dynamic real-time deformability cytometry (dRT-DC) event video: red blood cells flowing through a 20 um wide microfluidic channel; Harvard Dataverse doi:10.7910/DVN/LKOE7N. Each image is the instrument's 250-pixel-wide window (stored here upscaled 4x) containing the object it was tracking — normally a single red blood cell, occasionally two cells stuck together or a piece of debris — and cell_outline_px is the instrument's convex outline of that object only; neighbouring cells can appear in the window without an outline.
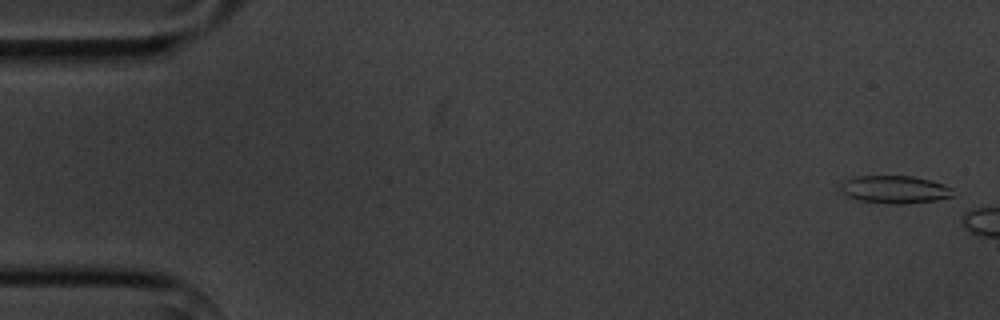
{"species": "common noctule bat (a hibernating species)", "species_latin": "Nyctalus noctula", "temperature_condition": "cold", "stored_images_in_passage": 6, "camera_frame_rate_fps": 3000, "um_per_image_px": 0.085, "animal": {"sex": "male", "body_mass_g": 20.1, "forearm_length_mm": 53.5}, "frame": {"image": 1, "passage_image": 1, "time_ms": 0.0, "image_size_px": [1000, 320], "cell_outline_px": [[956, 196], [936, 200], [904, 204], [888, 204], [860, 200], [848, 196], [840, 192], [840, 188], [848, 180], [856, 176], [912, 176], [944, 184], [952, 188]], "centroid_in_image_um": [76.11, 16.12], "position_along_channel_um": 8.9, "area_um2": 18.09}}